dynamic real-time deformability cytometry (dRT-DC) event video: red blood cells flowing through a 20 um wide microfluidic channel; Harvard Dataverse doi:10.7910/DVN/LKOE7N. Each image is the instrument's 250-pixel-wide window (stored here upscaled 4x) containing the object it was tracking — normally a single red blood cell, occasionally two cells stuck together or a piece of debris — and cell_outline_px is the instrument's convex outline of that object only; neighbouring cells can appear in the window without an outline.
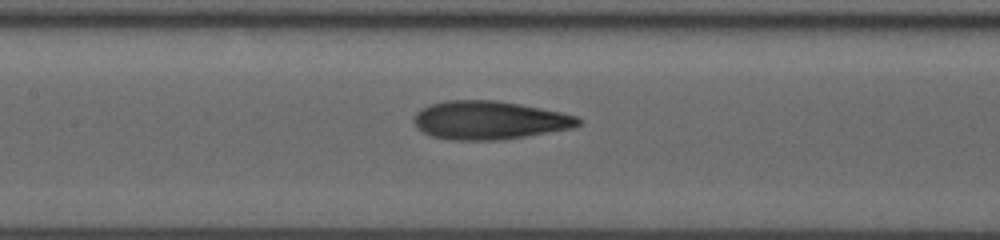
{"species": "human", "species_latin": "Homo sapiens", "temperature_condition": "room temperature", "stored_images_in_passage": 42, "camera_frame_rate_fps": 3000, "um_per_image_px": 0.085, "donor": {"sex": "male"}, "frame": {"image": 1, "passage_image": 23, "time_ms": 7.333, "image_size_px": [1000, 240], "cell_outline_px": [[580, 124], [572, 128], [524, 136], [496, 140], [452, 140], [432, 136], [416, 128], [412, 120], [416, 112], [420, 108], [432, 104], [448, 100], [496, 100], [520, 104], [560, 112], [576, 116], [580, 120]], "centroid_in_image_um": [41.53, 10.21], "position_along_channel_um": 165.9, "area_um2": 36.59}}
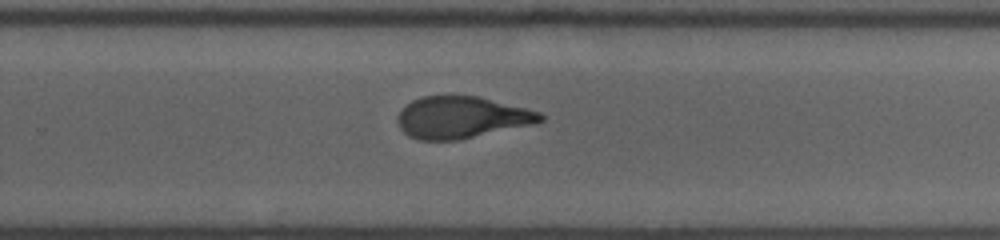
{"frame": {"image": 2, "passage_image": 32, "time_ms": 10.333, "image_size_px": [1000, 240], "cell_outline_px": [[544, 120], [536, 124], [456, 140], [420, 140], [408, 136], [400, 128], [396, 120], [400, 112], [412, 100], [420, 96], [480, 96], [540, 112], [544, 116]], "centroid_in_image_um": [39.25, 9.98], "position_along_channel_um": 290.6, "area_um2": 34.74}}
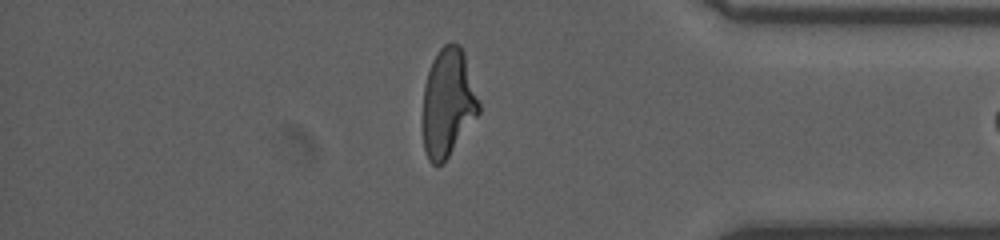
{"frame": {"image": 3, "passage_image": 41, "time_ms": 13.333, "image_size_px": [1000, 240], "cell_outline_px": [[480, 112], [444, 164], [436, 168], [428, 160], [424, 148], [424, 84], [432, 60], [440, 48], [444, 44], [452, 40], [460, 44], [464, 52], [480, 104]], "centroid_in_image_um": [38.09, 8.74], "position_along_channel_um": 397.1, "area_um2": 35.55}}